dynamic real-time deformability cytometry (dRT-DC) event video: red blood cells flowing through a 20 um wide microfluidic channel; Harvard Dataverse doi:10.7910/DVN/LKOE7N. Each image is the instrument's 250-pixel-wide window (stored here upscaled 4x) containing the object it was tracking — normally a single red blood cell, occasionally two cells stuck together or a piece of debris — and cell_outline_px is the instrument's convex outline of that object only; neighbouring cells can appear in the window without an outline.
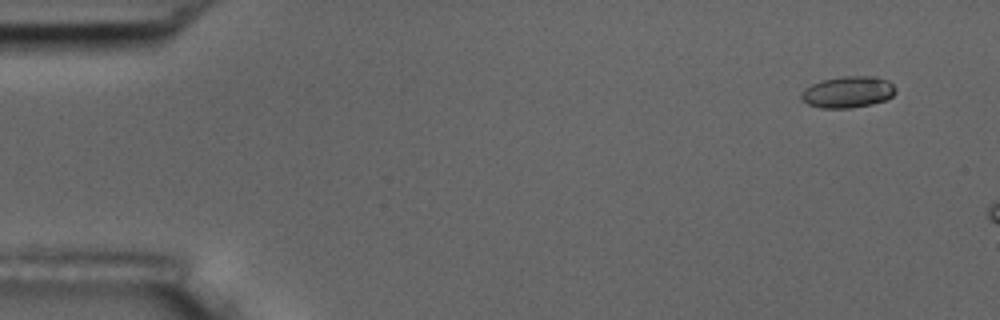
{"species": "common noctule bat (a hibernating species)", "species_latin": "Nyctalus noctula", "temperature_condition": "room temperature", "stored_images_in_passage": 4, "camera_frame_rate_fps": 3000, "um_per_image_px": 0.085, "animal": {"sex": "male", "body_mass_g": 17.5, "forearm_length_mm": 52.3}, "frame": {"image": 1, "passage_image": 2, "time_ms": 0.333, "image_size_px": [1000, 320], "cell_outline_px": [[896, 92], [888, 100], [872, 104], [852, 108], [820, 108], [808, 104], [800, 100], [800, 96], [804, 88], [812, 84], [824, 80], [844, 76], [876, 76], [888, 80], [896, 88]], "centroid_in_image_um": [72.09, 7.83], "position_along_channel_um": 12.9, "area_um2": 17.51}}